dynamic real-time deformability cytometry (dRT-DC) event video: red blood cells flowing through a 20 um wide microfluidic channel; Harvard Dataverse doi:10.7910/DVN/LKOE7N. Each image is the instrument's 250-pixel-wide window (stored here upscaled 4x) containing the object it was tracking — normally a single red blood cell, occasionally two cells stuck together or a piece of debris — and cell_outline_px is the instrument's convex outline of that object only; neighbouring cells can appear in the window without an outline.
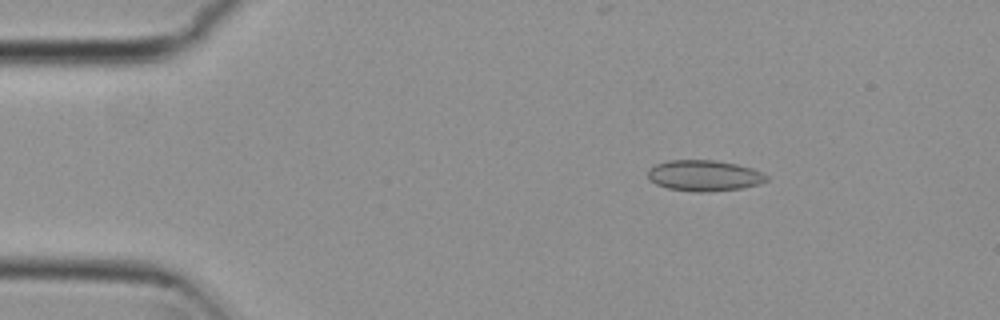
{"species": "common noctule bat (a hibernating species)", "species_latin": "Nyctalus noctula", "temperature_condition": "cold", "stored_images_in_passage": 5, "camera_frame_rate_fps": 3000, "um_per_image_px": 0.085, "animal": {"sex": "female", "body_mass_g": 29.2, "forearm_length_mm": 56.3}, "frame": {"image": 1, "passage_image": 2, "time_ms": 0.333, "image_size_px": [1000, 320], "cell_outline_px": [[768, 180], [756, 184], [740, 188], [708, 192], [696, 192], [668, 188], [656, 184], [648, 176], [648, 168], [656, 164], [668, 160], [716, 160], [736, 164], [752, 168], [768, 176]], "centroid_in_image_um": [59.83, 14.92], "position_along_channel_um": 25.2, "area_um2": 21.21}}